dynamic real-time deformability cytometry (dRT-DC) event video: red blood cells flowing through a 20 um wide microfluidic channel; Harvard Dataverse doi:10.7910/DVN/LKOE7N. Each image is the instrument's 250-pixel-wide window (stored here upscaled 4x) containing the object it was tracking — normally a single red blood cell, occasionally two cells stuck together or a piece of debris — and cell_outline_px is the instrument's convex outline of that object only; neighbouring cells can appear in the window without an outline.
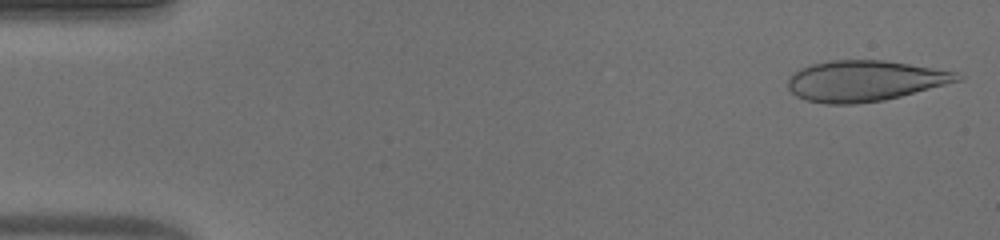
{"species": "human", "species_latin": "Homo sapiens", "temperature_condition": "warm", "stored_images_in_passage": 51, "camera_frame_rate_fps": 3000, "um_per_image_px": 0.085, "donor": {"sex": "male"}, "frame": {"image": 1, "passage_image": 1, "time_ms": 0.0, "image_size_px": [1000, 240], "cell_outline_px": [[964, 80], [884, 100], [856, 104], [824, 104], [804, 100], [796, 96], [788, 88], [788, 76], [800, 68], [812, 64], [828, 60], [884, 60], [956, 72], [964, 76]], "centroid_in_image_um": [73.48, 6.88], "position_along_channel_um": 11.5, "area_um2": 40.4}}
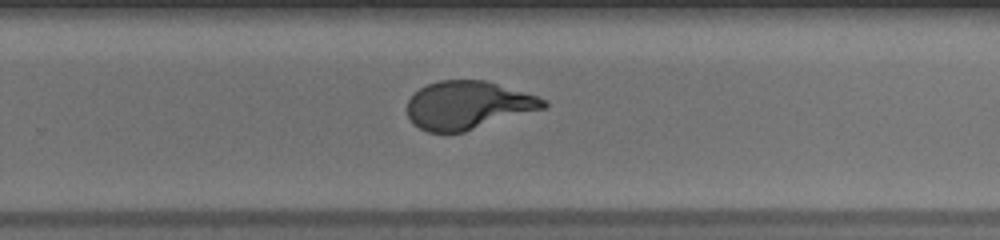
{"frame": {"image": 2, "passage_image": 33, "time_ms": 10.667, "image_size_px": [1000, 240], "cell_outline_px": [[548, 108], [464, 132], [428, 132], [412, 124], [408, 116], [408, 100], [420, 88], [428, 84], [440, 80], [484, 80], [536, 96], [548, 100]], "centroid_in_image_um": [39.8, 8.95], "position_along_channel_um": 290.0, "area_um2": 38.21}}
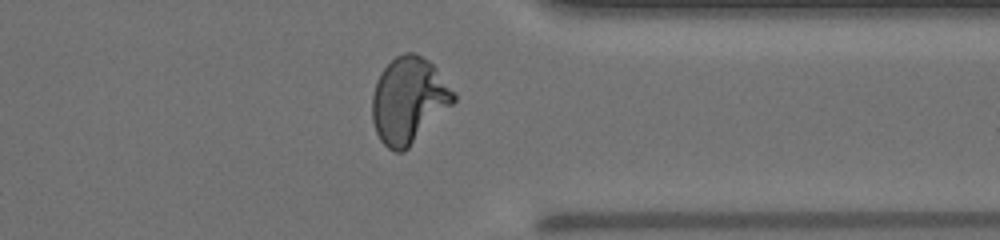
{"frame": {"image": 3, "passage_image": 40, "time_ms": 13.0, "image_size_px": [1000, 240], "cell_outline_px": [[456, 100], [404, 152], [396, 152], [388, 148], [380, 140], [376, 132], [372, 120], [372, 96], [376, 80], [380, 72], [396, 56], [404, 52], [416, 52], [428, 60], [436, 68], [456, 92]], "centroid_in_image_um": [34.73, 8.51], "position_along_channel_um": 376.7, "area_um2": 40.81}, "authors_computed_cell_mechanics": {"area_um2": 39.882, "velocity_mm_per_s": 3.8928, "shape_relaxation_time_tau1_ms": 6.6653, "shape_relaxation_time_tau2_ms": null, "deformation_change_tau1": 0.2701, "deformation_change_tau2": null}}